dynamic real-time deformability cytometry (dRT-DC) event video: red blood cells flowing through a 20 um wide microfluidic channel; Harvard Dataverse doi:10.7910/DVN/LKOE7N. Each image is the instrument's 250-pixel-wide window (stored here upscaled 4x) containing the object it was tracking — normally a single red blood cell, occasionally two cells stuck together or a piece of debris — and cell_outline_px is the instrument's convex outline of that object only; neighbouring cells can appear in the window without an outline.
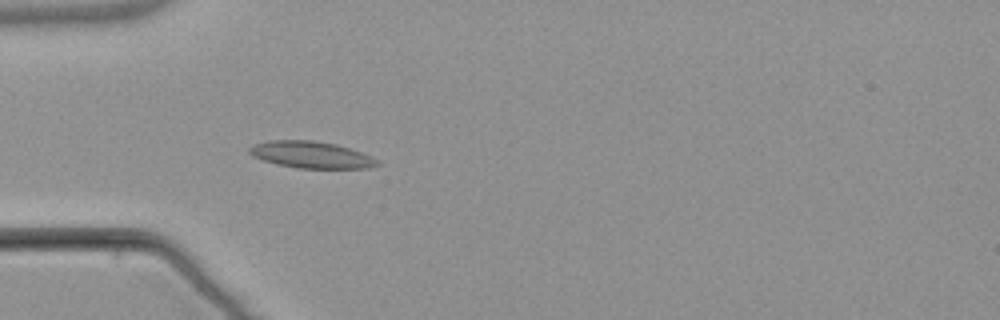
{"species": "common noctule bat (a hibernating species)", "species_latin": "Nyctalus noctula", "temperature_condition": "warm", "stored_images_in_passage": 4, "camera_frame_rate_fps": 3000, "um_per_image_px": 0.085, "animal": {"sex": "male", "body_mass_g": 21.5, "forearm_length_mm": 52.0}, "frame": {"image": 1, "passage_image": 4, "time_ms": 4.667, "image_size_px": [1000, 320], "cell_outline_px": [[380, 164], [372, 168], [296, 168], [276, 164], [252, 156], [248, 152], [248, 148], [256, 144], [268, 140], [312, 140], [336, 144], [360, 152], [380, 160]], "centroid_in_image_um": [26.45, 13.16], "position_along_channel_um": 58.5, "area_um2": 19.94}}